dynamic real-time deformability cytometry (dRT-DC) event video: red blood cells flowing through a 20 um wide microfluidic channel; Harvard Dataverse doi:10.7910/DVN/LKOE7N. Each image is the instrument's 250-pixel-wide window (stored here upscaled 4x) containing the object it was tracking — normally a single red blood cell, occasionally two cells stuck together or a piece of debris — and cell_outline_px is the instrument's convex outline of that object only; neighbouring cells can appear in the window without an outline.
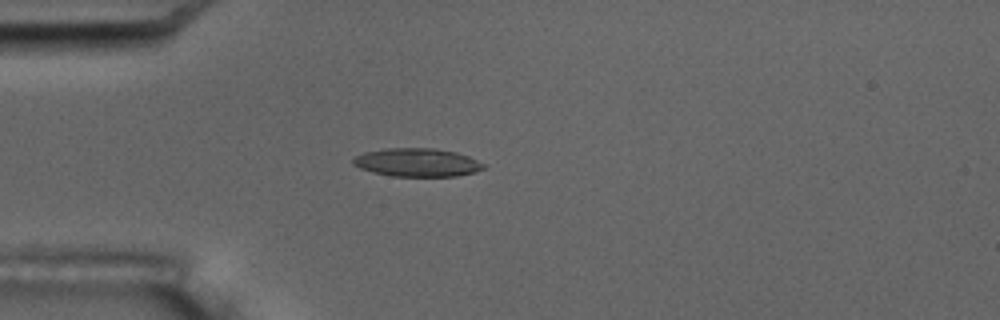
{"species": "common noctule bat (a hibernating species)", "species_latin": "Nyctalus noctula", "temperature_condition": "room temperature", "stored_images_in_passage": 4, "camera_frame_rate_fps": 3000, "um_per_image_px": 0.085, "animal": {"sex": "male", "body_mass_g": 17.5, "forearm_length_mm": 52.3}, "frame": {"image": 1, "passage_image": 4, "time_ms": 4.0, "image_size_px": [1000, 320], "cell_outline_px": [[484, 168], [472, 172], [456, 176], [392, 176], [372, 172], [360, 168], [352, 164], [352, 160], [356, 156], [364, 152], [384, 148], [436, 148], [456, 152], [468, 156], [484, 164]], "centroid_in_image_um": [35.41, 13.8], "position_along_channel_um": 49.6, "area_um2": 21.44}}